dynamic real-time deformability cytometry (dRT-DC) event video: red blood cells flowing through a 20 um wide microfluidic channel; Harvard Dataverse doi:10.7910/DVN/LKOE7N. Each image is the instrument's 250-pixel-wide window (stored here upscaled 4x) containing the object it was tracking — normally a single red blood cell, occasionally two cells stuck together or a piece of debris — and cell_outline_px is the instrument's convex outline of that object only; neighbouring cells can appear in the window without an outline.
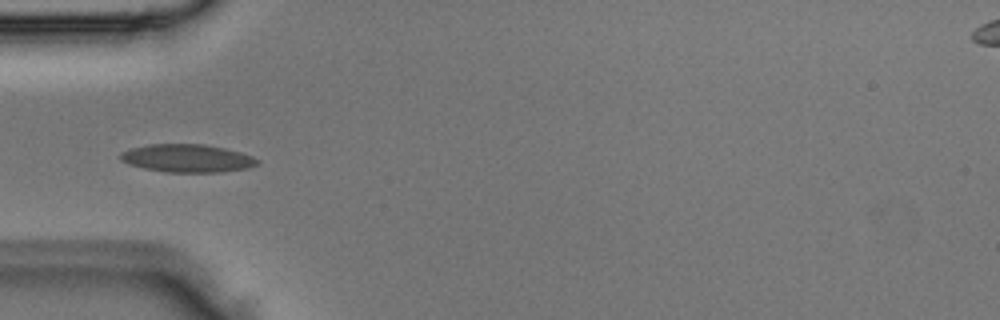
{"species": "Egyptian fruit bat (a non-hibernating species)", "species_latin": "Rousettus aegyptiacus", "temperature_condition": "room temperature", "stored_images_in_passage": 3, "camera_frame_rate_fps": 3000, "um_per_image_px": 0.085, "animal": {"sex": "male"}, "frame": {"image": 1, "passage_image": 3, "time_ms": 0.667, "image_size_px": [1000, 320], "cell_outline_px": [[260, 164], [248, 168], [224, 172], [164, 172], [144, 168], [128, 164], [120, 160], [120, 152], [132, 148], [148, 144], [204, 144], [224, 148], [240, 152], [252, 156], [260, 160]], "centroid_in_image_um": [15.93, 13.46], "position_along_channel_um": 69.1, "area_um2": 22.48}}